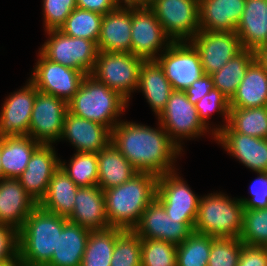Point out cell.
Instances as JSON below:
<instances>
[{"mask_svg": "<svg viewBox=\"0 0 267 266\" xmlns=\"http://www.w3.org/2000/svg\"><path fill=\"white\" fill-rule=\"evenodd\" d=\"M90 232L68 221L58 235L57 250L46 266H81Z\"/></svg>", "mask_w": 267, "mask_h": 266, "instance_id": "obj_28", "label": "cell"}, {"mask_svg": "<svg viewBox=\"0 0 267 266\" xmlns=\"http://www.w3.org/2000/svg\"><path fill=\"white\" fill-rule=\"evenodd\" d=\"M158 176L139 172L125 183L104 190L109 226L133 230L143 211L156 198Z\"/></svg>", "mask_w": 267, "mask_h": 266, "instance_id": "obj_2", "label": "cell"}, {"mask_svg": "<svg viewBox=\"0 0 267 266\" xmlns=\"http://www.w3.org/2000/svg\"><path fill=\"white\" fill-rule=\"evenodd\" d=\"M157 0H121L122 3L134 7H150Z\"/></svg>", "mask_w": 267, "mask_h": 266, "instance_id": "obj_50", "label": "cell"}, {"mask_svg": "<svg viewBox=\"0 0 267 266\" xmlns=\"http://www.w3.org/2000/svg\"><path fill=\"white\" fill-rule=\"evenodd\" d=\"M133 231L140 238L159 239L179 245L193 229L183 219L169 217L163 205L155 198L143 211Z\"/></svg>", "mask_w": 267, "mask_h": 266, "instance_id": "obj_16", "label": "cell"}, {"mask_svg": "<svg viewBox=\"0 0 267 266\" xmlns=\"http://www.w3.org/2000/svg\"><path fill=\"white\" fill-rule=\"evenodd\" d=\"M67 222V217L50 213L38 205L18 231L19 257L23 266H46L57 250L58 235Z\"/></svg>", "mask_w": 267, "mask_h": 266, "instance_id": "obj_3", "label": "cell"}, {"mask_svg": "<svg viewBox=\"0 0 267 266\" xmlns=\"http://www.w3.org/2000/svg\"><path fill=\"white\" fill-rule=\"evenodd\" d=\"M175 171L158 176L156 199L169 217L183 219L194 229L200 197Z\"/></svg>", "mask_w": 267, "mask_h": 266, "instance_id": "obj_13", "label": "cell"}, {"mask_svg": "<svg viewBox=\"0 0 267 266\" xmlns=\"http://www.w3.org/2000/svg\"><path fill=\"white\" fill-rule=\"evenodd\" d=\"M242 245L239 238H214L207 266H237Z\"/></svg>", "mask_w": 267, "mask_h": 266, "instance_id": "obj_42", "label": "cell"}, {"mask_svg": "<svg viewBox=\"0 0 267 266\" xmlns=\"http://www.w3.org/2000/svg\"><path fill=\"white\" fill-rule=\"evenodd\" d=\"M40 145L28 135L1 137L3 178L17 179L27 168L31 155Z\"/></svg>", "mask_w": 267, "mask_h": 266, "instance_id": "obj_30", "label": "cell"}, {"mask_svg": "<svg viewBox=\"0 0 267 266\" xmlns=\"http://www.w3.org/2000/svg\"><path fill=\"white\" fill-rule=\"evenodd\" d=\"M68 221L89 231L110 228L105 211L104 191L98 186L79 187Z\"/></svg>", "mask_w": 267, "mask_h": 266, "instance_id": "obj_22", "label": "cell"}, {"mask_svg": "<svg viewBox=\"0 0 267 266\" xmlns=\"http://www.w3.org/2000/svg\"><path fill=\"white\" fill-rule=\"evenodd\" d=\"M76 8V0H43L45 31L59 30Z\"/></svg>", "mask_w": 267, "mask_h": 266, "instance_id": "obj_43", "label": "cell"}, {"mask_svg": "<svg viewBox=\"0 0 267 266\" xmlns=\"http://www.w3.org/2000/svg\"><path fill=\"white\" fill-rule=\"evenodd\" d=\"M149 8L173 42L190 41L200 30L199 0H157Z\"/></svg>", "mask_w": 267, "mask_h": 266, "instance_id": "obj_10", "label": "cell"}, {"mask_svg": "<svg viewBox=\"0 0 267 266\" xmlns=\"http://www.w3.org/2000/svg\"><path fill=\"white\" fill-rule=\"evenodd\" d=\"M255 59L254 51L243 48L219 71L211 74L215 88L230 100Z\"/></svg>", "mask_w": 267, "mask_h": 266, "instance_id": "obj_32", "label": "cell"}, {"mask_svg": "<svg viewBox=\"0 0 267 266\" xmlns=\"http://www.w3.org/2000/svg\"><path fill=\"white\" fill-rule=\"evenodd\" d=\"M0 157H1V137H0ZM2 163L0 158V179H3V170H2Z\"/></svg>", "mask_w": 267, "mask_h": 266, "instance_id": "obj_52", "label": "cell"}, {"mask_svg": "<svg viewBox=\"0 0 267 266\" xmlns=\"http://www.w3.org/2000/svg\"><path fill=\"white\" fill-rule=\"evenodd\" d=\"M103 15L75 8L59 30L67 36L98 42Z\"/></svg>", "mask_w": 267, "mask_h": 266, "instance_id": "obj_35", "label": "cell"}, {"mask_svg": "<svg viewBox=\"0 0 267 266\" xmlns=\"http://www.w3.org/2000/svg\"><path fill=\"white\" fill-rule=\"evenodd\" d=\"M156 61L162 67L173 90L185 91L205 75L200 56L188 41L173 42Z\"/></svg>", "mask_w": 267, "mask_h": 266, "instance_id": "obj_9", "label": "cell"}, {"mask_svg": "<svg viewBox=\"0 0 267 266\" xmlns=\"http://www.w3.org/2000/svg\"><path fill=\"white\" fill-rule=\"evenodd\" d=\"M228 125L235 132L267 139V106L230 108Z\"/></svg>", "mask_w": 267, "mask_h": 266, "instance_id": "obj_34", "label": "cell"}, {"mask_svg": "<svg viewBox=\"0 0 267 266\" xmlns=\"http://www.w3.org/2000/svg\"><path fill=\"white\" fill-rule=\"evenodd\" d=\"M141 90L157 116L165 109L173 91L162 67L156 60H144L139 72L138 89Z\"/></svg>", "mask_w": 267, "mask_h": 266, "instance_id": "obj_26", "label": "cell"}, {"mask_svg": "<svg viewBox=\"0 0 267 266\" xmlns=\"http://www.w3.org/2000/svg\"><path fill=\"white\" fill-rule=\"evenodd\" d=\"M0 266H23V263L20 261V257L18 255L15 259L11 261L1 263Z\"/></svg>", "mask_w": 267, "mask_h": 266, "instance_id": "obj_51", "label": "cell"}, {"mask_svg": "<svg viewBox=\"0 0 267 266\" xmlns=\"http://www.w3.org/2000/svg\"><path fill=\"white\" fill-rule=\"evenodd\" d=\"M30 81L38 91L54 95L68 103L78 91L85 73L45 58L39 52V60L33 68Z\"/></svg>", "mask_w": 267, "mask_h": 266, "instance_id": "obj_14", "label": "cell"}, {"mask_svg": "<svg viewBox=\"0 0 267 266\" xmlns=\"http://www.w3.org/2000/svg\"><path fill=\"white\" fill-rule=\"evenodd\" d=\"M63 138L69 140L76 152L98 153L111 143V130L68 111L60 139Z\"/></svg>", "mask_w": 267, "mask_h": 266, "instance_id": "obj_20", "label": "cell"}, {"mask_svg": "<svg viewBox=\"0 0 267 266\" xmlns=\"http://www.w3.org/2000/svg\"><path fill=\"white\" fill-rule=\"evenodd\" d=\"M237 266H267V247L243 244Z\"/></svg>", "mask_w": 267, "mask_h": 266, "instance_id": "obj_46", "label": "cell"}, {"mask_svg": "<svg viewBox=\"0 0 267 266\" xmlns=\"http://www.w3.org/2000/svg\"><path fill=\"white\" fill-rule=\"evenodd\" d=\"M251 187L250 193L252 198H241L244 209H263L267 208V172L257 173Z\"/></svg>", "mask_w": 267, "mask_h": 266, "instance_id": "obj_45", "label": "cell"}, {"mask_svg": "<svg viewBox=\"0 0 267 266\" xmlns=\"http://www.w3.org/2000/svg\"><path fill=\"white\" fill-rule=\"evenodd\" d=\"M22 89L11 93L0 111V137L28 135L38 89L28 80Z\"/></svg>", "mask_w": 267, "mask_h": 266, "instance_id": "obj_17", "label": "cell"}, {"mask_svg": "<svg viewBox=\"0 0 267 266\" xmlns=\"http://www.w3.org/2000/svg\"><path fill=\"white\" fill-rule=\"evenodd\" d=\"M239 239L246 245L267 247V208L244 209Z\"/></svg>", "mask_w": 267, "mask_h": 266, "instance_id": "obj_38", "label": "cell"}, {"mask_svg": "<svg viewBox=\"0 0 267 266\" xmlns=\"http://www.w3.org/2000/svg\"><path fill=\"white\" fill-rule=\"evenodd\" d=\"M123 231L113 227L101 231H91L81 266H110L116 238Z\"/></svg>", "mask_w": 267, "mask_h": 266, "instance_id": "obj_33", "label": "cell"}, {"mask_svg": "<svg viewBox=\"0 0 267 266\" xmlns=\"http://www.w3.org/2000/svg\"><path fill=\"white\" fill-rule=\"evenodd\" d=\"M19 255L18 231L0 224V264L11 261Z\"/></svg>", "mask_w": 267, "mask_h": 266, "instance_id": "obj_44", "label": "cell"}, {"mask_svg": "<svg viewBox=\"0 0 267 266\" xmlns=\"http://www.w3.org/2000/svg\"><path fill=\"white\" fill-rule=\"evenodd\" d=\"M128 102L120 93L89 74L68 102V111L112 130L119 123L118 117L128 107Z\"/></svg>", "mask_w": 267, "mask_h": 266, "instance_id": "obj_4", "label": "cell"}, {"mask_svg": "<svg viewBox=\"0 0 267 266\" xmlns=\"http://www.w3.org/2000/svg\"><path fill=\"white\" fill-rule=\"evenodd\" d=\"M60 167L78 187H89L98 184L97 153L77 152L69 164L60 160Z\"/></svg>", "mask_w": 267, "mask_h": 266, "instance_id": "obj_37", "label": "cell"}, {"mask_svg": "<svg viewBox=\"0 0 267 266\" xmlns=\"http://www.w3.org/2000/svg\"><path fill=\"white\" fill-rule=\"evenodd\" d=\"M46 32L50 37L39 49L45 58L86 75L91 74L98 55L97 44L94 41L70 37L60 30Z\"/></svg>", "mask_w": 267, "mask_h": 266, "instance_id": "obj_7", "label": "cell"}, {"mask_svg": "<svg viewBox=\"0 0 267 266\" xmlns=\"http://www.w3.org/2000/svg\"><path fill=\"white\" fill-rule=\"evenodd\" d=\"M158 121L181 150L183 138H196L209 132V127L199 118L195 105L188 100L185 92L179 90L171 92Z\"/></svg>", "mask_w": 267, "mask_h": 266, "instance_id": "obj_8", "label": "cell"}, {"mask_svg": "<svg viewBox=\"0 0 267 266\" xmlns=\"http://www.w3.org/2000/svg\"><path fill=\"white\" fill-rule=\"evenodd\" d=\"M38 203L25 191L18 179H0V224L19 231Z\"/></svg>", "mask_w": 267, "mask_h": 266, "instance_id": "obj_23", "label": "cell"}, {"mask_svg": "<svg viewBox=\"0 0 267 266\" xmlns=\"http://www.w3.org/2000/svg\"><path fill=\"white\" fill-rule=\"evenodd\" d=\"M246 0H199L200 30L235 32Z\"/></svg>", "mask_w": 267, "mask_h": 266, "instance_id": "obj_24", "label": "cell"}, {"mask_svg": "<svg viewBox=\"0 0 267 266\" xmlns=\"http://www.w3.org/2000/svg\"><path fill=\"white\" fill-rule=\"evenodd\" d=\"M177 245L141 238V266H176Z\"/></svg>", "mask_w": 267, "mask_h": 266, "instance_id": "obj_39", "label": "cell"}, {"mask_svg": "<svg viewBox=\"0 0 267 266\" xmlns=\"http://www.w3.org/2000/svg\"><path fill=\"white\" fill-rule=\"evenodd\" d=\"M68 103L54 96L37 92L32 109L28 136L43 145H52L62 135Z\"/></svg>", "mask_w": 267, "mask_h": 266, "instance_id": "obj_12", "label": "cell"}, {"mask_svg": "<svg viewBox=\"0 0 267 266\" xmlns=\"http://www.w3.org/2000/svg\"><path fill=\"white\" fill-rule=\"evenodd\" d=\"M97 159V185L103 191L119 186L139 173L112 143L97 153Z\"/></svg>", "mask_w": 267, "mask_h": 266, "instance_id": "obj_29", "label": "cell"}, {"mask_svg": "<svg viewBox=\"0 0 267 266\" xmlns=\"http://www.w3.org/2000/svg\"><path fill=\"white\" fill-rule=\"evenodd\" d=\"M244 205L222 193L200 197L193 231L215 238H239L242 231Z\"/></svg>", "mask_w": 267, "mask_h": 266, "instance_id": "obj_5", "label": "cell"}, {"mask_svg": "<svg viewBox=\"0 0 267 266\" xmlns=\"http://www.w3.org/2000/svg\"><path fill=\"white\" fill-rule=\"evenodd\" d=\"M235 32L244 49L256 52L267 45V0H246Z\"/></svg>", "mask_w": 267, "mask_h": 266, "instance_id": "obj_25", "label": "cell"}, {"mask_svg": "<svg viewBox=\"0 0 267 266\" xmlns=\"http://www.w3.org/2000/svg\"><path fill=\"white\" fill-rule=\"evenodd\" d=\"M215 140L247 168L256 173L267 172V139L235 132L227 124L216 134Z\"/></svg>", "mask_w": 267, "mask_h": 266, "instance_id": "obj_18", "label": "cell"}, {"mask_svg": "<svg viewBox=\"0 0 267 266\" xmlns=\"http://www.w3.org/2000/svg\"><path fill=\"white\" fill-rule=\"evenodd\" d=\"M52 145L41 144L31 155L27 168L17 178L25 191L38 204L45 197L54 172L60 167Z\"/></svg>", "mask_w": 267, "mask_h": 266, "instance_id": "obj_19", "label": "cell"}, {"mask_svg": "<svg viewBox=\"0 0 267 266\" xmlns=\"http://www.w3.org/2000/svg\"><path fill=\"white\" fill-rule=\"evenodd\" d=\"M214 238L193 231L177 245L176 266H207Z\"/></svg>", "mask_w": 267, "mask_h": 266, "instance_id": "obj_36", "label": "cell"}, {"mask_svg": "<svg viewBox=\"0 0 267 266\" xmlns=\"http://www.w3.org/2000/svg\"><path fill=\"white\" fill-rule=\"evenodd\" d=\"M195 108L198 112L199 118L206 126L209 125L207 121L209 120L210 116H212V112L216 111L219 112L222 117L224 116L223 118L224 121H226V124H224L223 126L219 125L218 128L216 127L211 130L212 135H214V139H216V134L223 127H225V125H227L229 121V99L218 89L214 88L195 104Z\"/></svg>", "mask_w": 267, "mask_h": 266, "instance_id": "obj_41", "label": "cell"}, {"mask_svg": "<svg viewBox=\"0 0 267 266\" xmlns=\"http://www.w3.org/2000/svg\"><path fill=\"white\" fill-rule=\"evenodd\" d=\"M230 108L267 106V72L255 59L248 67L235 94L229 100Z\"/></svg>", "mask_w": 267, "mask_h": 266, "instance_id": "obj_27", "label": "cell"}, {"mask_svg": "<svg viewBox=\"0 0 267 266\" xmlns=\"http://www.w3.org/2000/svg\"><path fill=\"white\" fill-rule=\"evenodd\" d=\"M131 26L130 5L120 4L115 10L104 14L97 42L98 51L131 53Z\"/></svg>", "mask_w": 267, "mask_h": 266, "instance_id": "obj_21", "label": "cell"}, {"mask_svg": "<svg viewBox=\"0 0 267 266\" xmlns=\"http://www.w3.org/2000/svg\"><path fill=\"white\" fill-rule=\"evenodd\" d=\"M214 88V81L211 75L205 74L193 82L184 92L186 93L188 100L195 105L203 96Z\"/></svg>", "mask_w": 267, "mask_h": 266, "instance_id": "obj_47", "label": "cell"}, {"mask_svg": "<svg viewBox=\"0 0 267 266\" xmlns=\"http://www.w3.org/2000/svg\"><path fill=\"white\" fill-rule=\"evenodd\" d=\"M110 266H141V238L133 230L116 238Z\"/></svg>", "mask_w": 267, "mask_h": 266, "instance_id": "obj_40", "label": "cell"}, {"mask_svg": "<svg viewBox=\"0 0 267 266\" xmlns=\"http://www.w3.org/2000/svg\"><path fill=\"white\" fill-rule=\"evenodd\" d=\"M120 3L121 0H76V7L104 15L115 10Z\"/></svg>", "mask_w": 267, "mask_h": 266, "instance_id": "obj_48", "label": "cell"}, {"mask_svg": "<svg viewBox=\"0 0 267 266\" xmlns=\"http://www.w3.org/2000/svg\"><path fill=\"white\" fill-rule=\"evenodd\" d=\"M256 60L263 66L267 72V45L260 47L255 52Z\"/></svg>", "mask_w": 267, "mask_h": 266, "instance_id": "obj_49", "label": "cell"}, {"mask_svg": "<svg viewBox=\"0 0 267 266\" xmlns=\"http://www.w3.org/2000/svg\"><path fill=\"white\" fill-rule=\"evenodd\" d=\"M119 121L111 130V143L136 170L160 176L176 169L174 163L182 151L161 124L155 129L130 121Z\"/></svg>", "mask_w": 267, "mask_h": 266, "instance_id": "obj_1", "label": "cell"}, {"mask_svg": "<svg viewBox=\"0 0 267 266\" xmlns=\"http://www.w3.org/2000/svg\"><path fill=\"white\" fill-rule=\"evenodd\" d=\"M198 51L205 74L219 71L243 48L236 32H199L189 41Z\"/></svg>", "mask_w": 267, "mask_h": 266, "instance_id": "obj_15", "label": "cell"}, {"mask_svg": "<svg viewBox=\"0 0 267 266\" xmlns=\"http://www.w3.org/2000/svg\"><path fill=\"white\" fill-rule=\"evenodd\" d=\"M170 39L149 7L132 6V54L144 60H156L158 52L162 53L173 43Z\"/></svg>", "mask_w": 267, "mask_h": 266, "instance_id": "obj_11", "label": "cell"}, {"mask_svg": "<svg viewBox=\"0 0 267 266\" xmlns=\"http://www.w3.org/2000/svg\"><path fill=\"white\" fill-rule=\"evenodd\" d=\"M144 59L128 52L98 51L90 75L129 101L138 89L139 72Z\"/></svg>", "mask_w": 267, "mask_h": 266, "instance_id": "obj_6", "label": "cell"}, {"mask_svg": "<svg viewBox=\"0 0 267 266\" xmlns=\"http://www.w3.org/2000/svg\"><path fill=\"white\" fill-rule=\"evenodd\" d=\"M78 188L76 183L59 167L49 182L45 197L38 205L50 213L68 217L73 211Z\"/></svg>", "mask_w": 267, "mask_h": 266, "instance_id": "obj_31", "label": "cell"}]
</instances>
